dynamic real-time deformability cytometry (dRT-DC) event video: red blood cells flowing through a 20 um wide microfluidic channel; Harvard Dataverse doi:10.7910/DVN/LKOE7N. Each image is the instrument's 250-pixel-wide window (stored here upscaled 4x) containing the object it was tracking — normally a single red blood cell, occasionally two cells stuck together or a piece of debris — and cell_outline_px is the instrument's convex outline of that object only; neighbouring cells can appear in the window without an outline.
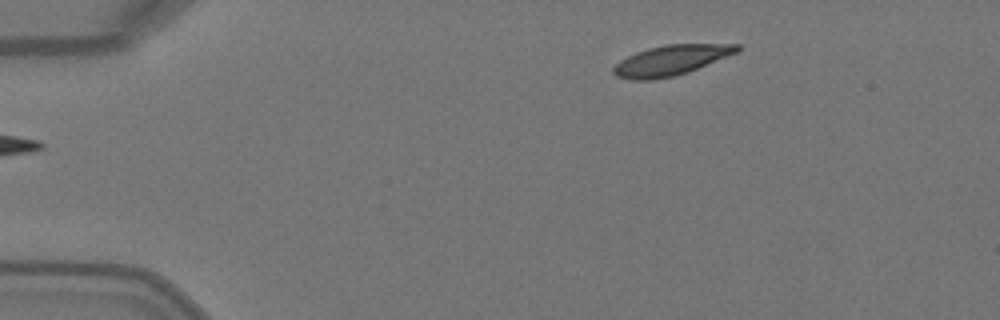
{"species": "Egyptian fruit bat (a non-hibernating species)", "species_latin": "Rousettus aegyptiacus", "temperature_condition": "warm", "stored_images_in_passage": 43, "camera_frame_rate_fps": 3000, "um_per_image_px": 0.085, "animal": {"sex": "female"}, "frame": {"image": 1, "passage_image": 1, "time_ms": 0.0, "image_size_px": [1000, 320], "cell_outline_px": [[740, 52], [688, 72], [676, 76], [652, 80], [632, 80], [616, 76], [612, 72], [612, 68], [620, 60], [636, 52], [648, 48], [668, 44], [740, 44]], "centroid_in_image_um": [57.05, 5.13], "position_along_channel_um": 27.9, "area_um2": 21.91}}
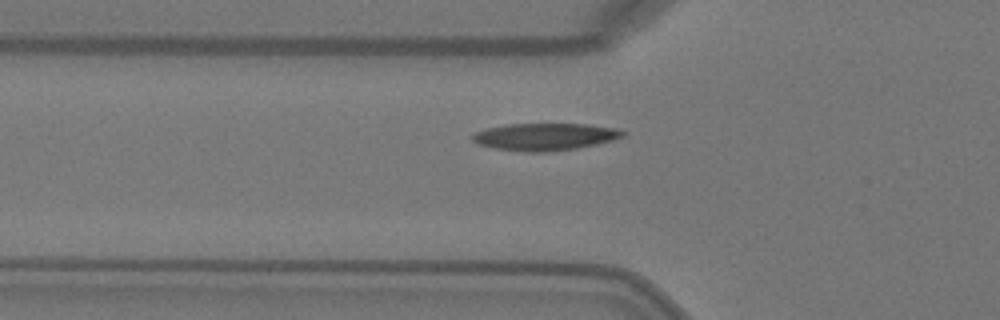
{"frame": {"image": 2, "passage_image": 10, "time_ms": 3.0, "image_size_px": [1000, 320], "cell_outline_px": [[628, 132], [624, 136], [612, 140], [596, 144], [576, 148], [548, 152], [524, 152], [496, 148], [476, 144], [472, 140], [472, 136], [476, 132], [488, 128], [504, 124], [588, 124], [616, 128]], "centroid_in_image_um": [46.33, 11.62], "position_along_channel_um": 79.5, "area_um2": 23.87}}
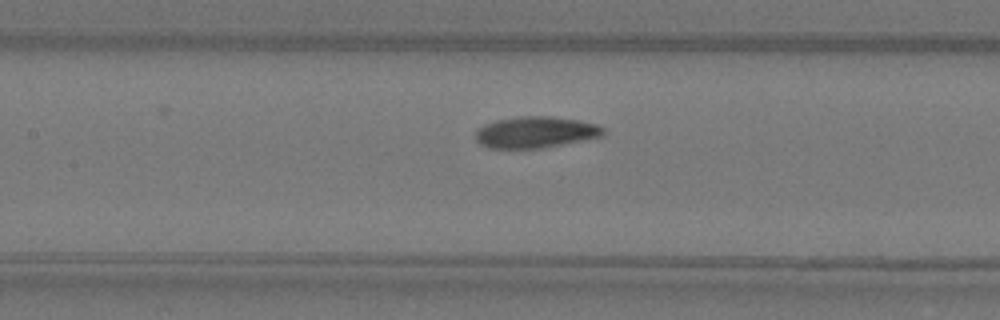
{"frame": {"image": 3, "passage_image": 16, "time_ms": 5.0, "image_size_px": [1000, 320], "cell_outline_px": [[604, 136], [544, 148], [488, 148], [480, 144], [476, 140], [476, 132], [484, 124], [496, 120], [520, 116], [552, 116], [580, 120], [596, 124], [604, 128]], "centroid_in_image_um": [45.55, 11.24], "position_along_channel_um": 161.9, "area_um2": 23.47}, "authors_computed_cell_mechanics": {"area_um2": 22.831, "velocity_mm_per_s": 4.0587, "shape_relaxation_time_tau1_ms": 3.4909, "shape_relaxation_time_tau2_ms": null, "deformation_change_tau1": 0.1571, "deformation_change_tau2": null}}